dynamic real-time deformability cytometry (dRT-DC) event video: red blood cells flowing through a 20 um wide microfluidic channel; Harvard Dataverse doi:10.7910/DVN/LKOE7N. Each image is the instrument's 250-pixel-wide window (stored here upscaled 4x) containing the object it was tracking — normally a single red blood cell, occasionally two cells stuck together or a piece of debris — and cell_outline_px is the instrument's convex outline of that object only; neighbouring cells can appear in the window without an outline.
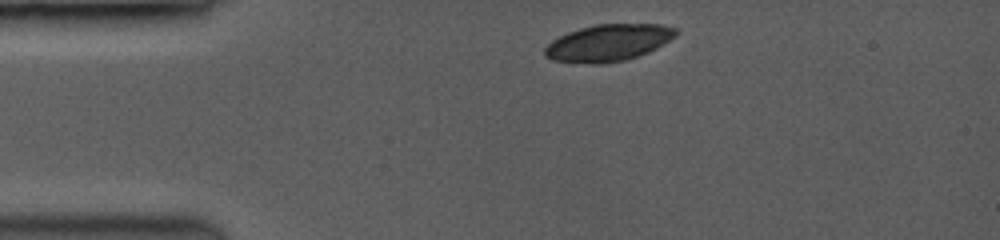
{"species": "common noctule bat (a hibernating species)", "species_latin": "Nyctalus noctula", "temperature_condition": "room temperature", "stored_images_in_passage": 16, "camera_frame_rate_fps": 3500, "um_per_image_px": 0.085, "animal": {"sex": "female", "body_mass_g": 19.0, "forearm_length_mm": 53.3}, "frame": {"image": 1, "passage_image": 1, "time_ms": 0.0, "image_size_px": [1000, 240], "cell_outline_px": [[676, 32], [668, 40], [648, 52], [624, 60], [552, 60], [544, 56], [544, 48], [552, 40], [568, 32], [580, 28], [596, 24], [660, 24], [676, 28]], "centroid_in_image_um": [51.7, 3.57], "position_along_channel_um": 33.3, "area_um2": 26.59}}